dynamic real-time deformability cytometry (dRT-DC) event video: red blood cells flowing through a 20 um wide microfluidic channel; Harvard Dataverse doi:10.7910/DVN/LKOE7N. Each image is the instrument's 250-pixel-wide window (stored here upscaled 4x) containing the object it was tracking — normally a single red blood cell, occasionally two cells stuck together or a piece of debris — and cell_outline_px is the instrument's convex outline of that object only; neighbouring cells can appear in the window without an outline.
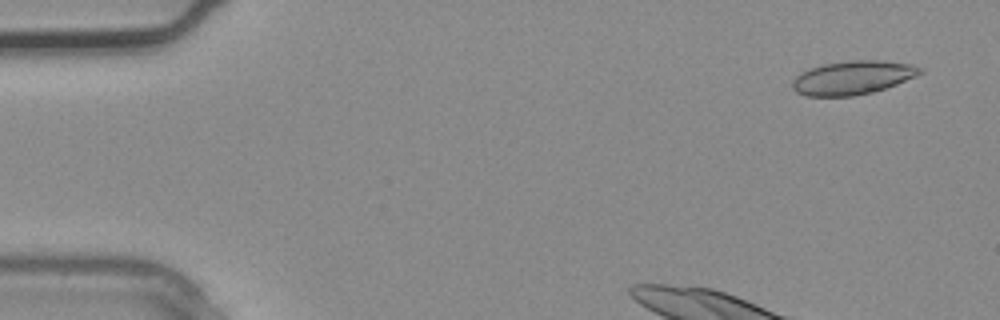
{"species": "common noctule bat (a hibernating species)", "species_latin": "Nyctalus noctula", "temperature_condition": "warm", "stored_images_in_passage": 2, "camera_frame_rate_fps": 3000, "um_per_image_px": 0.085, "animal": {"sex": "male", "body_mass_g": 20.4}, "frame": {"image": 1, "passage_image": 1, "time_ms": 0.0, "image_size_px": [1000, 320], "cell_outline_px": [[924, 72], [916, 76], [896, 84], [872, 92], [852, 96], [808, 96], [796, 92], [792, 88], [792, 80], [796, 76], [812, 68], [824, 64], [848, 60], [880, 60], [912, 64], [924, 68]], "centroid_in_image_um": [72.51, 6.59], "position_along_channel_um": 12.5, "area_um2": 24.97}}